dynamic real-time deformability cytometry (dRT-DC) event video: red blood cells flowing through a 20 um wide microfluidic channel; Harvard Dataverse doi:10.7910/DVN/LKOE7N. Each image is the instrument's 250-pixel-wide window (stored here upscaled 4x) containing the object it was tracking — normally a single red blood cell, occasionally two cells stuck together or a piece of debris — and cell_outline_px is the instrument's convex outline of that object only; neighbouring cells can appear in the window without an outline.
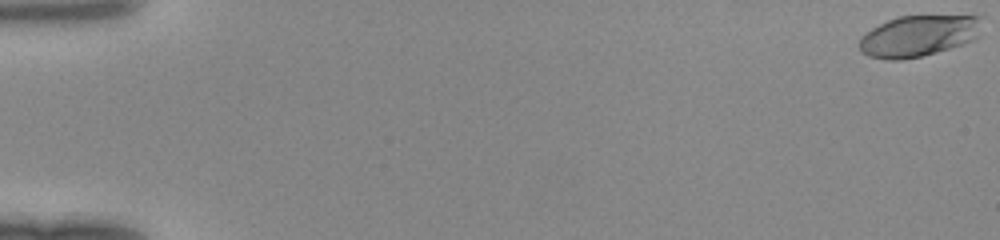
{"species": "human", "species_latin": "Homo sapiens", "temperature_condition": "room temperature", "stored_images_in_passage": 49, "camera_frame_rate_fps": 3000, "um_per_image_px": 0.085, "donor": {"sex": "female"}, "frame": {"image": 1, "passage_image": 1, "time_ms": 0.0, "image_size_px": [1000, 240], "cell_outline_px": [[980, 36], [964, 44], [936, 52], [920, 56], [900, 60], [888, 60], [868, 56], [860, 52], [856, 44], [860, 36], [872, 28], [888, 20], [900, 16], [980, 16]], "centroid_in_image_um": [78.01, 3.07], "position_along_channel_um": 7.0, "area_um2": 29.54}}
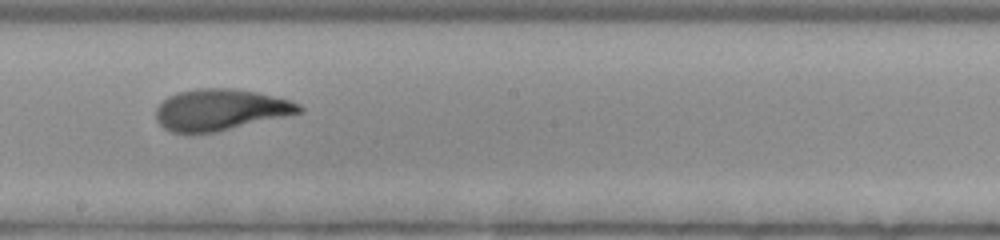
{"frame": {"image": 2, "passage_image": 29, "time_ms": 9.333, "image_size_px": [1000, 240], "cell_outline_px": [[304, 112], [216, 132], [188, 136], [172, 132], [164, 128], [156, 120], [156, 108], [168, 96], [176, 92], [196, 88], [232, 88], [256, 92], [288, 100], [300, 104], [304, 108]], "centroid_in_image_um": [18.69, 9.35], "position_along_channel_um": 229.5, "area_um2": 34.97}}
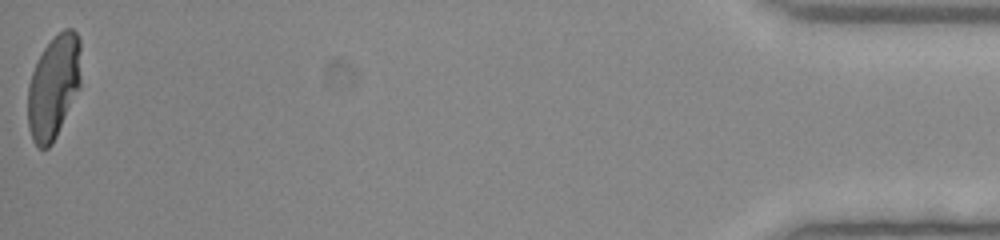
{"frame": {"image": 3, "passage_image": 49, "time_ms": 16.0, "image_size_px": [1000, 240], "cell_outline_px": [[80, 88], [52, 144], [48, 148], [36, 148], [32, 140], [28, 128], [28, 84], [32, 72], [44, 48], [64, 28], [72, 28], [76, 32], [80, 40]], "centroid_in_image_um": [4.56, 7.41], "position_along_channel_um": 430.6, "area_um2": 32.08}}